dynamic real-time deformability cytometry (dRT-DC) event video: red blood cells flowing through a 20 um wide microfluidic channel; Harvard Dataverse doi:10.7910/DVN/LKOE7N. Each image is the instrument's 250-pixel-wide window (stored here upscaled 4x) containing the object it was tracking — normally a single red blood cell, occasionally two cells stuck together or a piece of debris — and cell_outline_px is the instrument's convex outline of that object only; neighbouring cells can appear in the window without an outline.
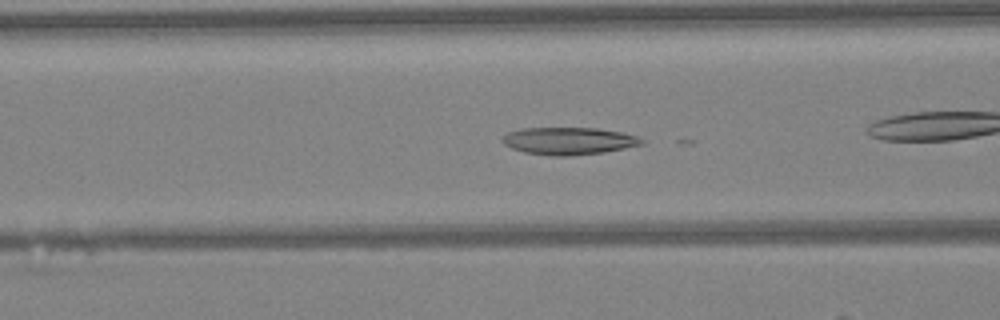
{"species": "Egyptian fruit bat (a non-hibernating species)", "species_latin": "Rousettus aegyptiacus", "temperature_condition": "warm", "stored_images_in_passage": 21, "camera_frame_rate_fps": 3000, "um_per_image_px": 0.085, "animal": {"sex": "female"}, "frame": {"image": 1, "passage_image": 9, "time_ms": 2.667, "image_size_px": [1000, 320], "cell_outline_px": [[644, 144], [604, 152], [568, 156], [552, 156], [524, 152], [512, 148], [504, 144], [500, 140], [508, 132], [524, 128], [596, 128], [620, 132], [636, 136], [644, 140]], "centroid_in_image_um": [48.33, 11.98], "position_along_channel_um": 118.3, "area_um2": 22.08}}